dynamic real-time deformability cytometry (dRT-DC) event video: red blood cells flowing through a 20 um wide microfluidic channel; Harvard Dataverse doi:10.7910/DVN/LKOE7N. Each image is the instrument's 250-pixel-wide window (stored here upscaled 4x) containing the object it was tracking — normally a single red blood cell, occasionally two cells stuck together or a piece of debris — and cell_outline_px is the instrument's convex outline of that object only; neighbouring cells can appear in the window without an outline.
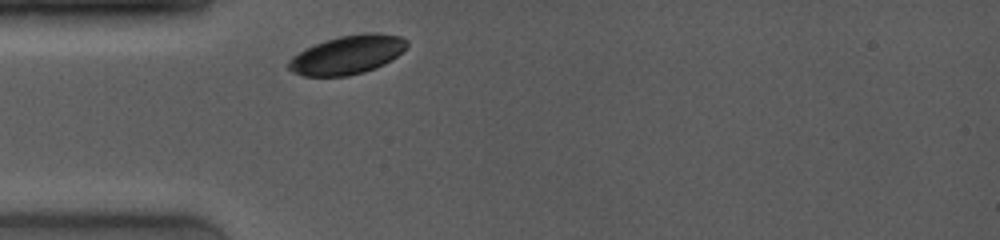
{"species": "common noctule bat (a hibernating species)", "species_latin": "Nyctalus noctula", "temperature_condition": "room temperature", "stored_images_in_passage": 1, "camera_frame_rate_fps": 4000, "um_per_image_px": 0.085, "animal": {"sex": "female", "body_mass_g": 19.0, "forearm_length_mm": 53.3}, "frame": {"image": 1, "passage_image": 1, "time_ms": 0.0, "image_size_px": [1000, 240], "cell_outline_px": [[408, 44], [396, 56], [384, 64], [376, 68], [364, 72], [348, 76], [304, 76], [292, 72], [288, 68], [288, 60], [292, 56], [324, 40], [340, 36], [368, 32], [372, 32], [400, 36], [408, 40]], "centroid_in_image_um": [29.52, 4.66], "position_along_channel_um": 55.5, "area_um2": 26.53}}